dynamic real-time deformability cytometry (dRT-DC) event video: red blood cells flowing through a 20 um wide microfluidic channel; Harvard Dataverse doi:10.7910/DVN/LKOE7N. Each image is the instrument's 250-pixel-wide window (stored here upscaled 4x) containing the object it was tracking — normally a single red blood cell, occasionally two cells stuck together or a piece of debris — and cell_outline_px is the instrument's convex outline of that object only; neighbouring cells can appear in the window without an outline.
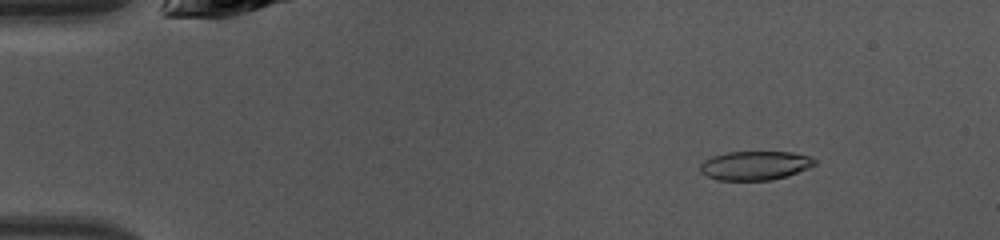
{"species": "common noctule bat (a hibernating species)", "species_latin": "Nyctalus noctula", "temperature_condition": "warm", "stored_images_in_passage": 44, "camera_frame_rate_fps": 3000, "um_per_image_px": 0.085, "animal": {"sex": "female", "body_mass_g": 10.0, "forearm_length_mm": 53.1}, "frame": {"image": 1, "passage_image": 3, "time_ms": 0.667, "image_size_px": [1000, 240], "cell_outline_px": [[816, 164], [808, 168], [788, 176], [772, 180], [716, 180], [700, 172], [700, 164], [704, 160], [712, 156], [728, 152], [792, 152], [808, 156], [816, 160]], "centroid_in_image_um": [64.17, 14.07], "position_along_channel_um": 20.8, "area_um2": 19.36}}
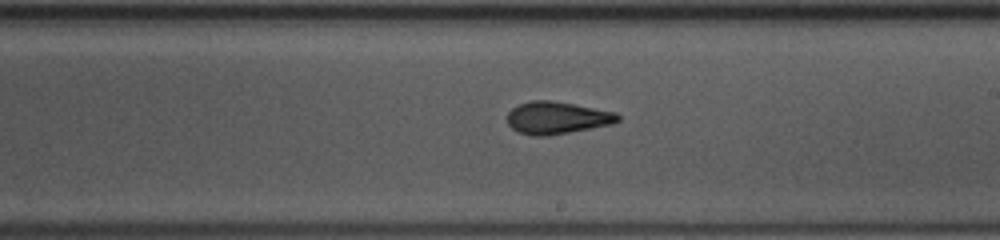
{"frame": {"image": 2, "passage_image": 24, "time_ms": 7.667, "image_size_px": [1000, 240], "cell_outline_px": [[620, 120], [612, 124], [592, 128], [548, 136], [532, 136], [520, 132], [512, 128], [508, 124], [508, 112], [512, 108], [520, 104], [532, 100], [548, 100], [572, 104], [616, 112], [620, 116]], "centroid_in_image_um": [47.35, 10.02], "position_along_channel_um": 241.7, "area_um2": 20.69}}
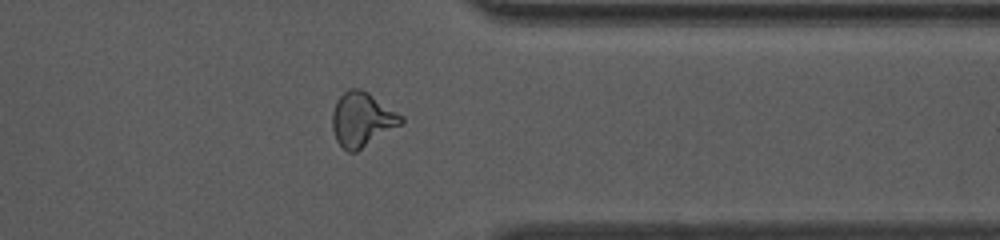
{"frame": {"image": 3, "passage_image": 34, "time_ms": 11.0, "image_size_px": [1000, 240], "cell_outline_px": [[404, 124], [356, 152], [348, 152], [336, 140], [332, 128], [332, 112], [336, 100], [348, 88], [360, 88], [368, 92], [404, 116]], "centroid_in_image_um": [30.8, 10.15], "position_along_channel_um": 380.6, "area_um2": 22.08}}